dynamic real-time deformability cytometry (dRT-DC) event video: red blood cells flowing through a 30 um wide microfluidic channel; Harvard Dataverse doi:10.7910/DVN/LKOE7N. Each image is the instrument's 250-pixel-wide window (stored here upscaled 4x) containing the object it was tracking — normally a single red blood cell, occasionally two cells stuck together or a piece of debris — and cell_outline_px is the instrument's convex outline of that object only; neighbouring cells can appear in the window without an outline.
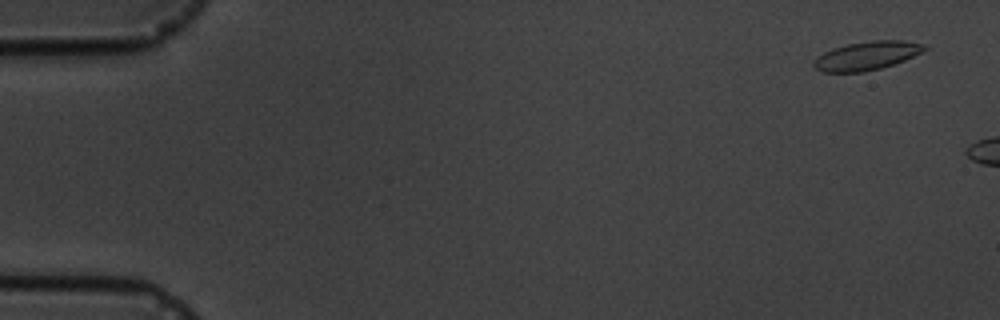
{"species": "common noctule bat (a hibernating species)", "species_latin": "Nyctalus noctula", "temperature_condition": "cold", "stored_images_in_passage": 2, "camera_frame_rate_fps": 3000, "um_per_image_px": 0.085, "animal": {"sex": "male", "body_mass_g": 19.5, "forearm_length_mm": 54.6}, "frame": {"image": 1, "passage_image": 1, "time_ms": 0.0, "image_size_px": [1000, 320], "cell_outline_px": [[928, 48], [904, 60], [880, 68], [864, 72], [824, 72], [816, 68], [812, 64], [812, 60], [824, 52], [832, 48], [848, 44], [872, 40], [904, 40], [924, 44]], "centroid_in_image_um": [73.64, 4.73], "position_along_channel_um": 11.4, "area_um2": 18.32}}